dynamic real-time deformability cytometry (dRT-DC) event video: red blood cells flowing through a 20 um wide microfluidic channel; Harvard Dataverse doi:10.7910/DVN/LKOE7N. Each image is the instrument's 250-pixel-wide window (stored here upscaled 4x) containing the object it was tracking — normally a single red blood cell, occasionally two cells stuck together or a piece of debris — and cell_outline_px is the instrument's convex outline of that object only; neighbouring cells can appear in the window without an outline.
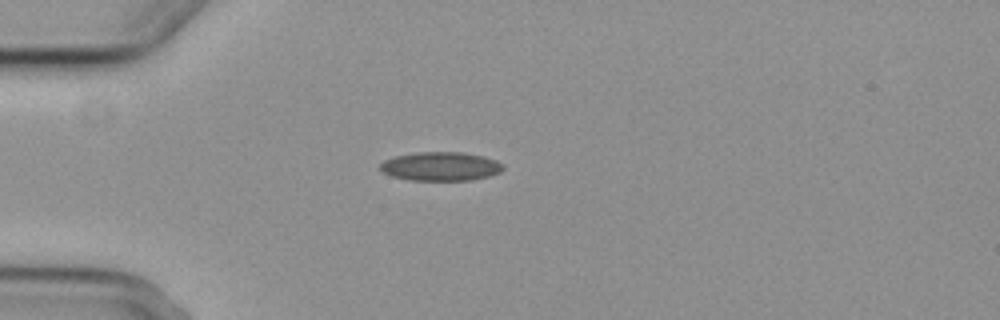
{"species": "common noctule bat (a hibernating species)", "species_latin": "Nyctalus noctula", "temperature_condition": "cold", "stored_images_in_passage": 4, "camera_frame_rate_fps": 3000, "um_per_image_px": 0.085, "animal": {"sex": "female", "body_mass_g": 29.2, "forearm_length_mm": 56.3}, "frame": {"image": 1, "passage_image": 2, "time_ms": 2.0, "image_size_px": [1000, 320], "cell_outline_px": [[504, 168], [500, 172], [488, 176], [468, 180], [408, 180], [392, 176], [384, 172], [380, 168], [380, 164], [384, 160], [396, 156], [416, 152], [460, 152], [484, 156], [496, 160], [504, 164]], "centroid_in_image_um": [37.47, 14.13], "position_along_channel_um": 47.5, "area_um2": 20.58}}
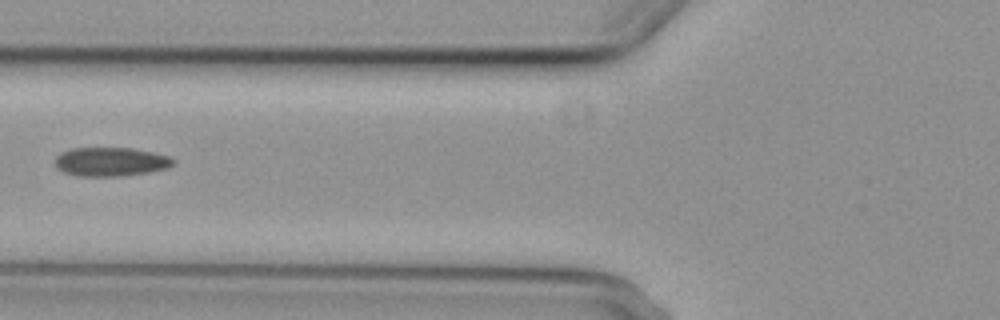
{"frame": {"image": 2, "passage_image": 4, "time_ms": 4.333, "image_size_px": [1000, 320], "cell_outline_px": [[176, 164], [168, 168], [148, 172], [120, 176], [76, 176], [64, 172], [56, 168], [56, 156], [60, 152], [72, 148], [132, 148], [152, 152], [168, 156], [176, 160]], "centroid_in_image_um": [9.42, 13.75], "position_along_channel_um": 116.4, "area_um2": 20.0}}